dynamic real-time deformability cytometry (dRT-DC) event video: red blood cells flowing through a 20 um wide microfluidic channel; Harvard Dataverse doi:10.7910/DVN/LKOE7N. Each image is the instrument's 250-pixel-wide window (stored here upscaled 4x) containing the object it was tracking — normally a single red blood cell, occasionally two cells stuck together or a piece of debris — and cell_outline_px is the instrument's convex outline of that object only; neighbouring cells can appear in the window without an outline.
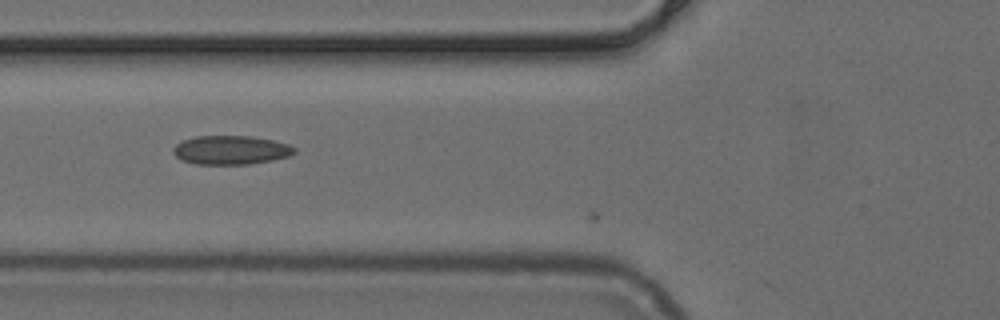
{"species": "common noctule bat (a hibernating species)", "species_latin": "Nyctalus noctula", "temperature_condition": "cold", "stored_images_in_passage": 4, "camera_frame_rate_fps": 3000, "um_per_image_px": 0.085, "animal": {"sex": "female", "body_mass_g": 24.6, "forearm_length_mm": 56.2}, "frame": {"image": 1, "passage_image": 3, "time_ms": 0.667, "image_size_px": [1000, 320], "cell_outline_px": [[296, 152], [288, 156], [272, 160], [248, 164], [196, 164], [180, 160], [172, 152], [172, 148], [176, 144], [184, 140], [196, 136], [252, 136], [272, 140], [288, 144], [296, 148]], "centroid_in_image_um": [19.6, 12.75], "position_along_channel_um": 106.2, "area_um2": 20.4}}